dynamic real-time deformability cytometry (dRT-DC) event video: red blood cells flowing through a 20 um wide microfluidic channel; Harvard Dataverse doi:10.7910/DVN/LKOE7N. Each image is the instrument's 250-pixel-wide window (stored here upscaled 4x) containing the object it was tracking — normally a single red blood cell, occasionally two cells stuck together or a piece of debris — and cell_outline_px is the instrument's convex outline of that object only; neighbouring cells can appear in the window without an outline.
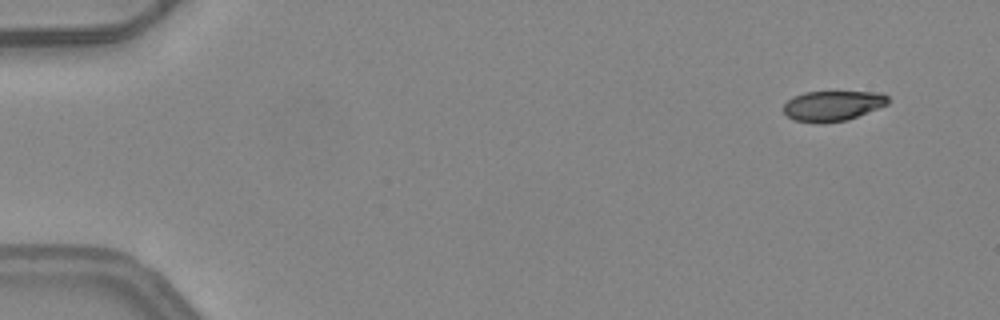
{"species": "common noctule bat (a hibernating species)", "species_latin": "Nyctalus noctula", "temperature_condition": "warm", "stored_images_in_passage": 4, "camera_frame_rate_fps": 3000, "um_per_image_px": 0.085, "animal": {"sex": "female", "body_mass_g": 24.6, "forearm_length_mm": 56.2}, "frame": {"image": 1, "passage_image": 1, "time_ms": 0.0, "image_size_px": [1000, 320], "cell_outline_px": [[888, 104], [848, 120], [796, 120], [788, 116], [784, 112], [784, 104], [792, 96], [804, 92], [884, 92], [888, 96]], "centroid_in_image_um": [70.83, 8.93], "position_along_channel_um": 14.2, "area_um2": 17.74}}
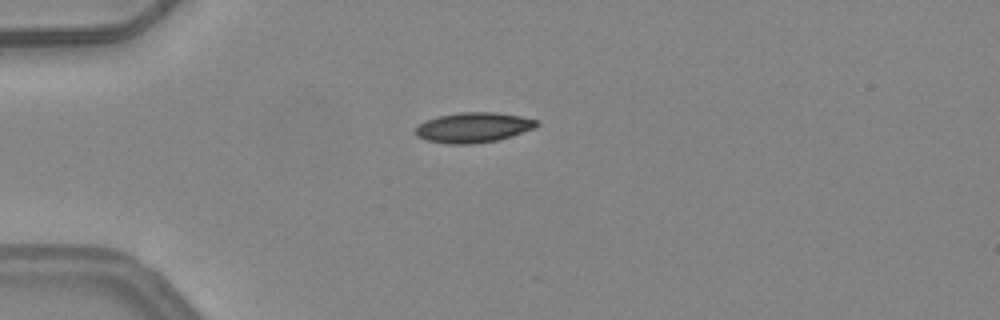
{"frame": {"image": 2, "passage_image": 4, "time_ms": 1.0, "image_size_px": [1000, 320], "cell_outline_px": [[540, 124], [536, 128], [512, 136], [496, 140], [472, 144], [448, 144], [424, 140], [416, 136], [416, 128], [420, 124], [436, 116], [460, 112], [496, 112], [520, 116], [540, 120]], "centroid_in_image_um": [40.27, 10.83], "position_along_channel_um": 44.7, "area_um2": 21.44}}